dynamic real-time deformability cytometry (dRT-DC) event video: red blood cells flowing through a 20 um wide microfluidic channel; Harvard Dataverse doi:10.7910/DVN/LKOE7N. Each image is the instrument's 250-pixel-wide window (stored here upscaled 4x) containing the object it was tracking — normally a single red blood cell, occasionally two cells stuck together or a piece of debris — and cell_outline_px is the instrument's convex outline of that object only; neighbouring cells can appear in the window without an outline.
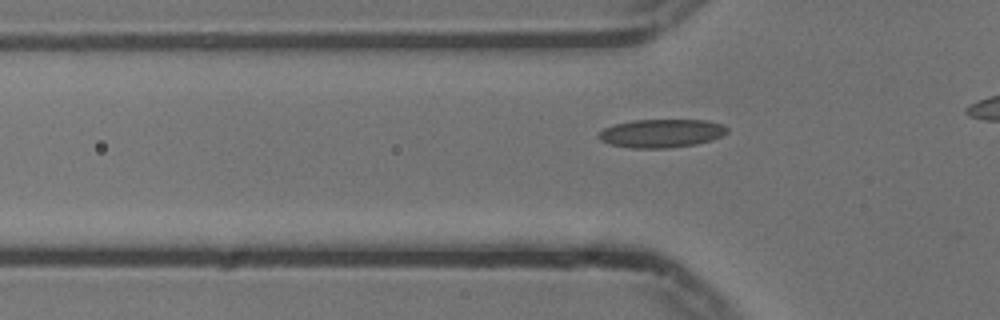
{"species": "common noctule bat (a hibernating species)", "species_latin": "Nyctalus noctula", "temperature_condition": "cold", "stored_images_in_passage": 23, "camera_frame_rate_fps": 3000, "um_per_image_px": 0.085, "animal": {"sex": "male", "body_mass_g": 13.3}, "frame": {"image": 1, "passage_image": 10, "time_ms": 3.0, "image_size_px": [1000, 320], "cell_outline_px": [[728, 132], [712, 140], [696, 144], [668, 148], [632, 148], [608, 144], [600, 140], [596, 136], [604, 128], [616, 124], [632, 120], [708, 120], [720, 124], [728, 128]], "centroid_in_image_um": [56.2, 11.33], "position_along_channel_um": 69.6, "area_um2": 21.27}}
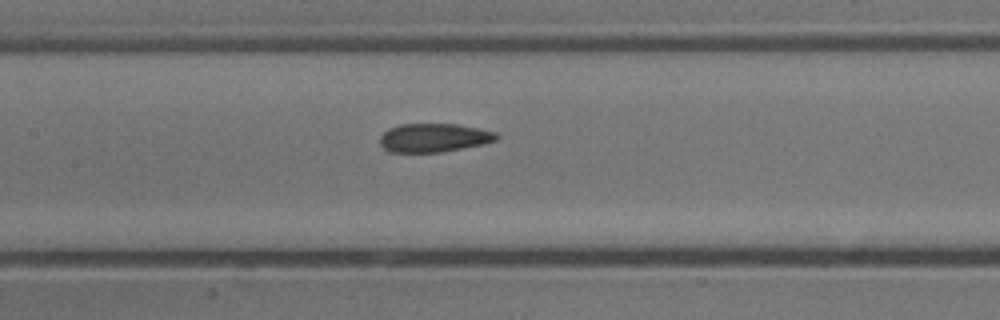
{"frame": {"image": 2, "passage_image": 18, "time_ms": 5.667, "image_size_px": [1000, 320], "cell_outline_px": [[500, 136], [496, 140], [484, 144], [440, 152], [388, 152], [380, 144], [380, 136], [388, 128], [400, 124], [456, 124], [496, 132]], "centroid_in_image_um": [36.86, 11.71], "position_along_channel_um": 170.5, "area_um2": 19.42}}
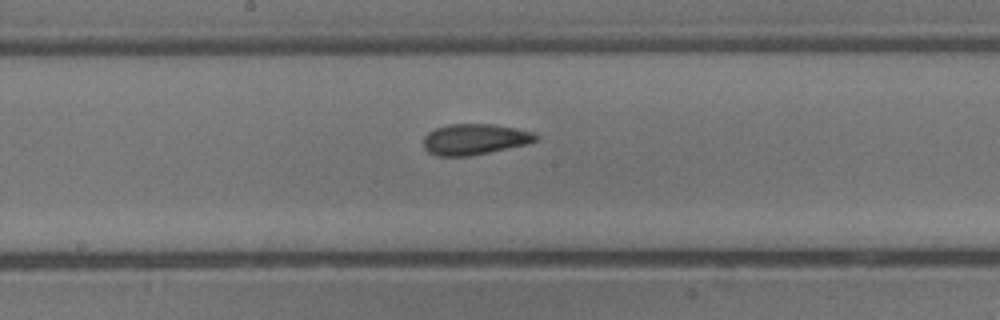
{"frame": {"image": 3, "passage_image": 21, "time_ms": 6.667, "image_size_px": [1000, 320], "cell_outline_px": [[540, 136], [536, 140], [528, 144], [468, 156], [436, 156], [428, 152], [424, 148], [424, 136], [428, 132], [436, 128], [448, 124], [492, 124], [536, 132]], "centroid_in_image_um": [40.35, 11.83], "position_along_channel_um": 207.8, "area_um2": 20.23}}